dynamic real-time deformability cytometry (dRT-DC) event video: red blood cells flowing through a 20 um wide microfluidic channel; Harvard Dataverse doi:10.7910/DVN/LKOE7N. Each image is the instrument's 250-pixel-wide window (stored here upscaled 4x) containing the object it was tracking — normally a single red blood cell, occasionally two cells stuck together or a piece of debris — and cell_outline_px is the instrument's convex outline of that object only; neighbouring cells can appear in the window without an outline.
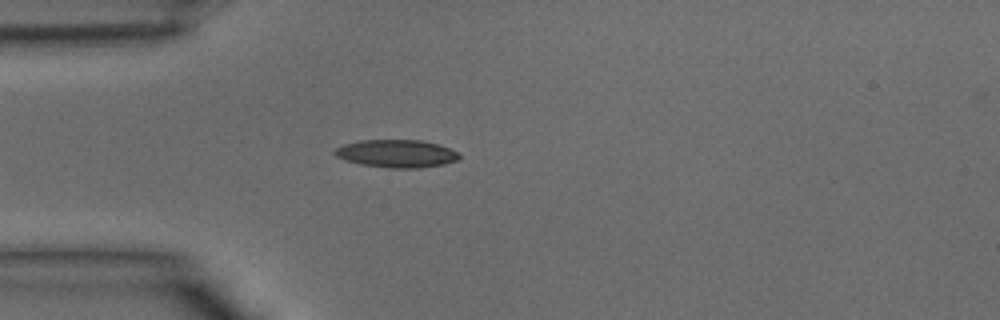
{"species": "common noctule bat (a hibernating species)", "species_latin": "Nyctalus noctula", "temperature_condition": "warm", "stored_images_in_passage": 30, "camera_frame_rate_fps": 3000, "um_per_image_px": 0.085, "animal": {"sex": "male", "body_mass_g": 15.6}, "frame": {"image": 1, "passage_image": 1, "time_ms": 0.0, "image_size_px": [1000, 320], "cell_outline_px": [[460, 160], [444, 164], [420, 168], [388, 168], [360, 164], [344, 160], [336, 156], [332, 152], [336, 148], [344, 144], [360, 140], [420, 140], [440, 144], [456, 152], [460, 156]], "centroid_in_image_um": [33.7, 13.06], "position_along_channel_um": 51.3, "area_um2": 20.29}}
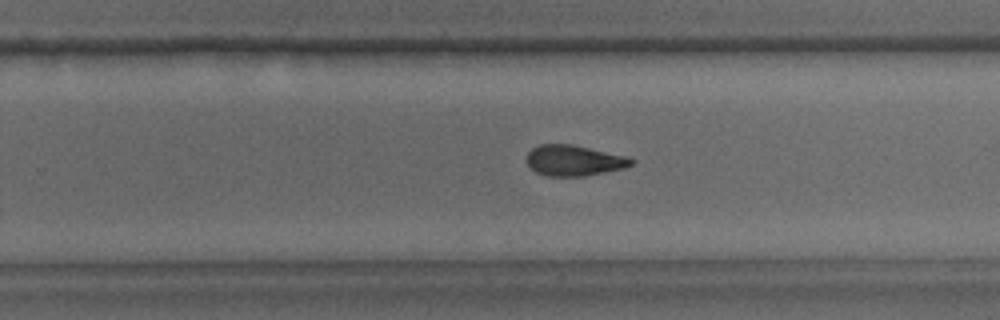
{"frame": {"image": 2, "passage_image": 15, "time_ms": 4.667, "image_size_px": [1000, 320], "cell_outline_px": [[636, 160], [632, 164], [624, 168], [584, 176], [548, 176], [536, 172], [524, 160], [528, 152], [532, 148], [540, 144], [572, 144], [628, 156]], "centroid_in_image_um": [48.78, 13.63], "position_along_channel_um": 281.0, "area_um2": 18.84}}
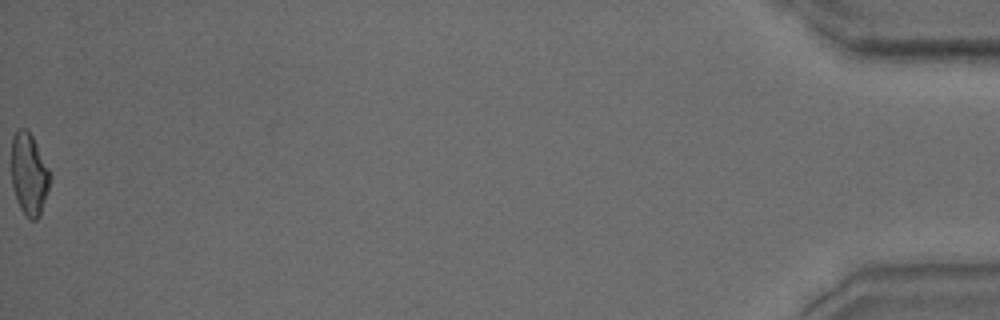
{"frame": {"image": 3, "passage_image": 30, "time_ms": 9.667, "image_size_px": [1000, 320], "cell_outline_px": [[52, 176], [40, 216], [36, 220], [28, 220], [20, 208], [16, 200], [12, 184], [12, 136], [20, 128], [28, 128], [52, 172]], "centroid_in_image_um": [2.49, 14.81], "position_along_channel_um": 432.7, "area_um2": 18.79}}